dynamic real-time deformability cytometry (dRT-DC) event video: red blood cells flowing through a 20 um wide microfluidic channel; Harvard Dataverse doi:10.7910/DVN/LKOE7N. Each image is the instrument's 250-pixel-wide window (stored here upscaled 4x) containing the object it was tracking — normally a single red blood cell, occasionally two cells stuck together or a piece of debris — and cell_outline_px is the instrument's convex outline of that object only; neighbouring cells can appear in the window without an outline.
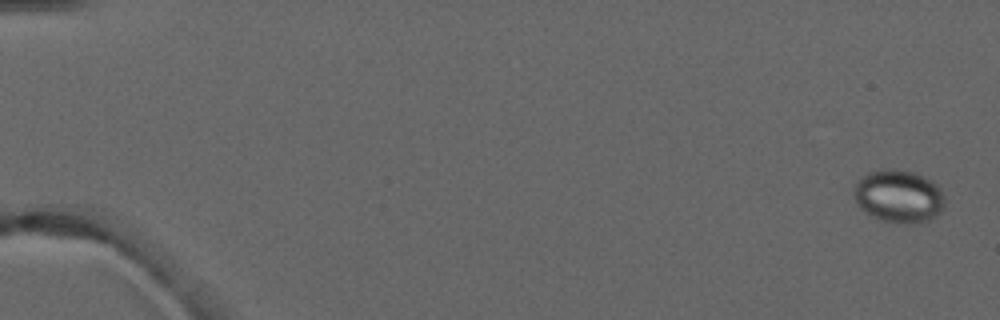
{"species": "common noctule bat (a hibernating species)", "species_latin": "Nyctalus noctula", "temperature_condition": "warm", "stored_images_in_passage": 6, "camera_frame_rate_fps": 3000, "um_per_image_px": 0.085, "animal": {"sex": "male", "forearm_length_mm": 52.5}, "frame": {"image": 1, "passage_image": 1, "time_ms": 0.0, "image_size_px": [1000, 320], "cell_outline_px": [[944, 208], [936, 216], [928, 220], [916, 224], [904, 224], [884, 220], [860, 208], [852, 192], [856, 184], [868, 172], [880, 168], [896, 168], [912, 172], [924, 176], [932, 180], [940, 188], [944, 196]], "centroid_in_image_um": [76.42, 16.66], "position_along_channel_um": 8.6, "area_um2": 28.03}}